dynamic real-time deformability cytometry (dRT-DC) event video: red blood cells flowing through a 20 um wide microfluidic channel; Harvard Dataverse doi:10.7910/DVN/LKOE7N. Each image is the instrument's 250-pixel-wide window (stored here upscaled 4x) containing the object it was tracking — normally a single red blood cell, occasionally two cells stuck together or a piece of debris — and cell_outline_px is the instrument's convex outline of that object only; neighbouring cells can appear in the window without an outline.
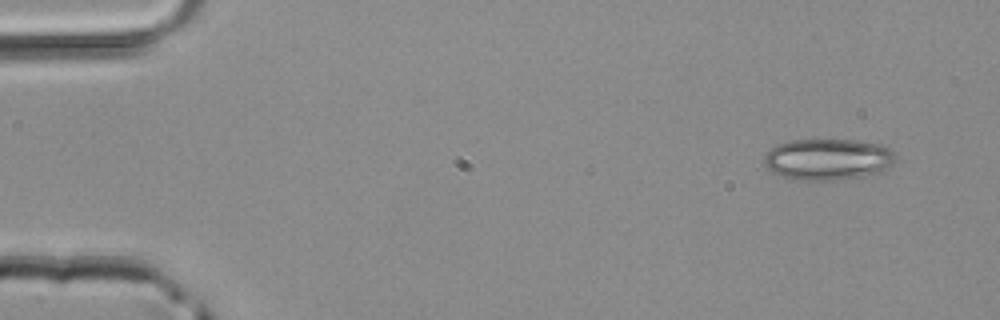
{"species": "common noctule bat (a hibernating species)", "species_latin": "Nyctalus noctula", "temperature_condition": "room temperature", "stored_images_in_passage": 5, "camera_frame_rate_fps": 3000, "um_per_image_px": 0.085, "animal": {"sex": "male", "body_mass_g": 20.4}, "frame": {"image": 1, "passage_image": 1, "time_ms": 0.0, "image_size_px": [1000, 320], "cell_outline_px": [[896, 160], [884, 172], [872, 176], [844, 180], [804, 180], [784, 176], [772, 172], [764, 164], [764, 156], [776, 144], [788, 140], [856, 140], [880, 144], [888, 148], [896, 156]], "centroid_in_image_um": [70.43, 13.55], "position_along_channel_um": 14.6, "area_um2": 32.08}}
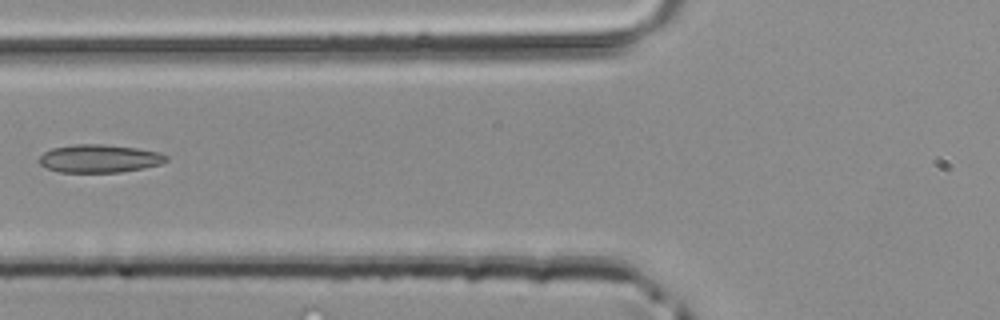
{"frame": {"image": 2, "passage_image": 5, "time_ms": 1.333, "image_size_px": [1000, 320], "cell_outline_px": [[168, 160], [160, 164], [144, 168], [120, 172], [60, 172], [48, 168], [40, 164], [40, 156], [44, 152], [52, 148], [76, 144], [100, 144], [136, 148], [160, 152], [168, 156]], "centroid_in_image_um": [8.47, 13.47], "position_along_channel_um": 117.3, "area_um2": 20.63}}